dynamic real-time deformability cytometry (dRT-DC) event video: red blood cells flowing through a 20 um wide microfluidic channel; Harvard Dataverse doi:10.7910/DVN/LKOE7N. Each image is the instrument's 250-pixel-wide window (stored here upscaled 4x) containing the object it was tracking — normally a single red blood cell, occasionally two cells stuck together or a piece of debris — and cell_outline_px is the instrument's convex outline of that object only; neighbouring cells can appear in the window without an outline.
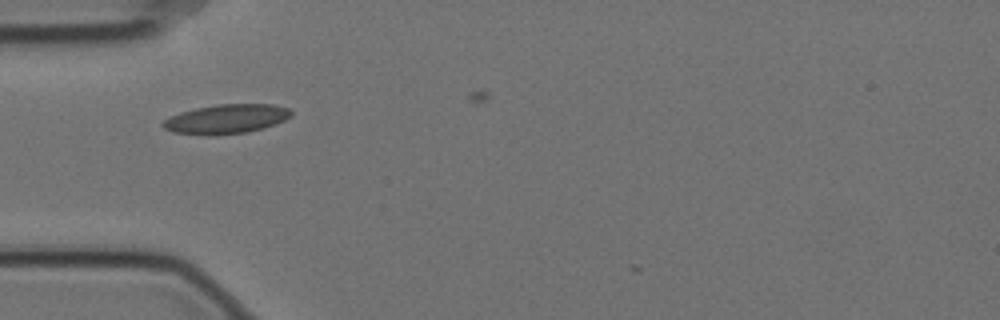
{"species": "Egyptian fruit bat (a non-hibernating species)", "species_latin": "Rousettus aegyptiacus", "temperature_condition": "cold", "stored_images_in_passage": 7, "camera_frame_rate_fps": 3000, "um_per_image_px": 0.085, "animal": {"sex": "female"}, "frame": {"image": 1, "passage_image": 1, "time_ms": 0.0, "image_size_px": [1000, 320], "cell_outline_px": [[292, 116], [276, 124], [264, 128], [248, 132], [216, 136], [208, 136], [172, 132], [164, 128], [160, 124], [164, 120], [180, 112], [196, 108], [220, 104], [272, 104], [288, 108], [292, 112]], "centroid_in_image_um": [19.24, 10.13], "position_along_channel_um": 65.8, "area_um2": 22.14}}
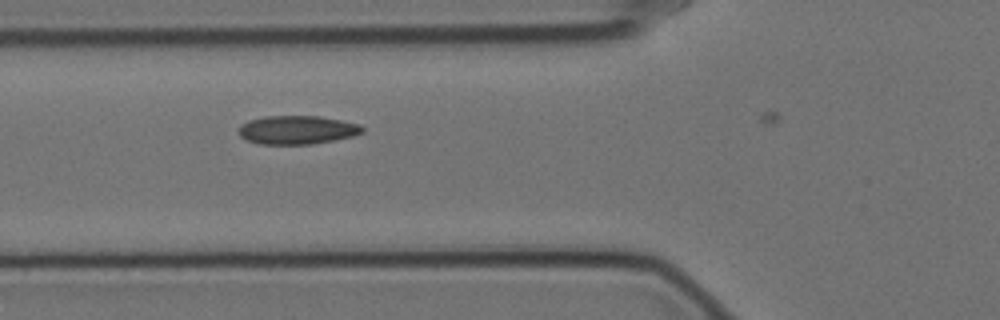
{"frame": {"image": 2, "passage_image": 4, "time_ms": 1.0, "image_size_px": [1000, 320], "cell_outline_px": [[364, 132], [352, 136], [312, 144], [260, 144], [244, 140], [240, 136], [240, 124], [248, 120], [264, 116], [320, 116], [360, 124], [364, 128]], "centroid_in_image_um": [25.23, 11.04], "position_along_channel_um": 100.6, "area_um2": 20.63}}